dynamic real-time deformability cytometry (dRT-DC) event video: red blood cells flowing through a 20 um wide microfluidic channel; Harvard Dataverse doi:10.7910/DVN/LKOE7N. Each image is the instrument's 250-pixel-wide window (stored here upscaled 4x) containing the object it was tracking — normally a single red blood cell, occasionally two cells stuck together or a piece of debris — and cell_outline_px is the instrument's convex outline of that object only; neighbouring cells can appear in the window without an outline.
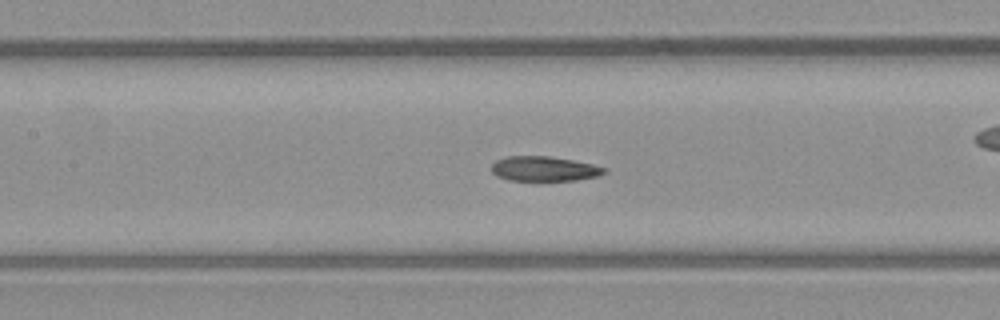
{"species": "common noctule bat (a hibernating species)", "species_latin": "Nyctalus noctula", "temperature_condition": "warm", "stored_images_in_passage": 51, "camera_frame_rate_fps": 3000, "um_per_image_px": 0.085, "animal": {"sex": "male", "body_mass_g": 23.1, "forearm_length_mm": 52.7}, "frame": {"image": 1, "passage_image": 22, "time_ms": 7.0, "image_size_px": [1000, 320], "cell_outline_px": [[608, 172], [600, 176], [576, 180], [508, 180], [496, 176], [492, 172], [492, 164], [496, 160], [508, 156], [548, 156], [572, 160], [592, 164], [608, 168]], "centroid_in_image_um": [46.29, 14.35], "position_along_channel_um": 161.1, "area_um2": 16.36}}
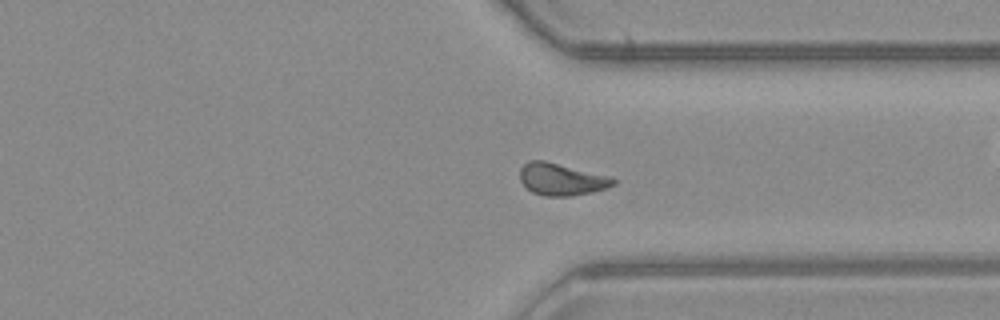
{"frame": {"image": 2, "passage_image": 37, "time_ms": 12.0, "image_size_px": [1000, 320], "cell_outline_px": [[616, 184], [592, 192], [572, 196], [544, 196], [532, 192], [520, 180], [520, 168], [528, 160], [544, 160], [612, 176], [616, 180]], "centroid_in_image_um": [47.74, 15.23], "position_along_channel_um": 363.7, "area_um2": 17.57}, "authors_computed_cell_mechanics": {"area_um2": 17.5712, "velocity_mm_per_s": 4.058, "shape_relaxation_time_tau1_ms": 6.3624, "shape_relaxation_time_tau2_ms": 1.8194, "deformation_change_tau1": 0.1633, "deformation_change_tau2": 0.0791}}